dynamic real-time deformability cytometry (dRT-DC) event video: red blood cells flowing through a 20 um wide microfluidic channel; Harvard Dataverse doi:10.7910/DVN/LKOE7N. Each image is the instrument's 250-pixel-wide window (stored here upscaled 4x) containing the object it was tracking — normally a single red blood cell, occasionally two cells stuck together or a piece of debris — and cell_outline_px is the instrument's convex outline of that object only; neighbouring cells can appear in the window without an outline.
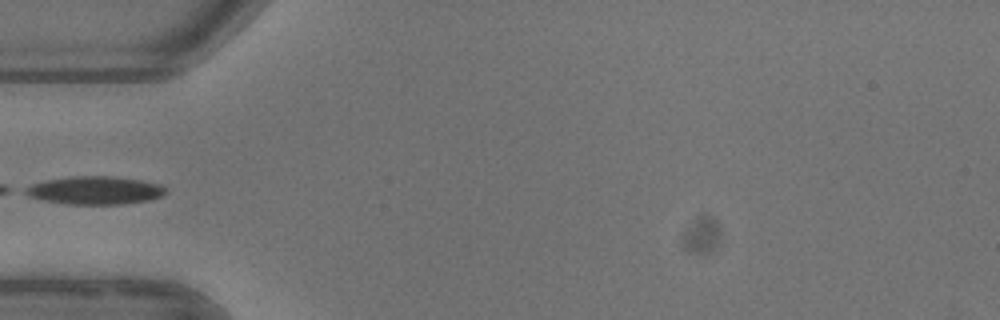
{"species": "common noctule bat (a hibernating species)", "species_latin": "Nyctalus noctula", "temperature_condition": "warm", "stored_images_in_passage": 5, "camera_frame_rate_fps": 3000, "um_per_image_px": 0.085, "animal": {"sex": "female"}, "frame": {"image": 1, "passage_image": 5, "time_ms": 4.667, "image_size_px": [1000, 320], "cell_outline_px": [[168, 192], [160, 196], [148, 200], [120, 204], [68, 204], [44, 200], [28, 196], [20, 192], [24, 188], [32, 184], [48, 180], [72, 176], [112, 176], [140, 180], [160, 184], [168, 188]], "centroid_in_image_um": [8.06, 16.17], "position_along_channel_um": 76.9, "area_um2": 22.95}}